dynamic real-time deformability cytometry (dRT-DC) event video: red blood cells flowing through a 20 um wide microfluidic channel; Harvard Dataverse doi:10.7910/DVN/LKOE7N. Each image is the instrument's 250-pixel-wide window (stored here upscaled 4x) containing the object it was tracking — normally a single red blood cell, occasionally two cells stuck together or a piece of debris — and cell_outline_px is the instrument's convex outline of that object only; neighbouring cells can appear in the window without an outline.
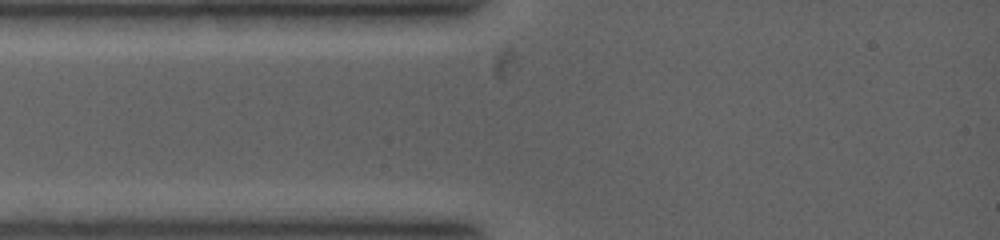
{"species": "common noctule bat (a hibernating species)", "species_latin": "Nyctalus noctula", "temperature_condition": "warm", "stored_images_in_passage": 2, "camera_frame_rate_fps": 5000, "um_per_image_px": 0.085, "animal": {"sex": "female", "body_mass_g": 19.0, "forearm_length_mm": 53.3}, "frame": {"image": 1, "passage_image": 2, "time_ms": 0.2, "image_size_px": [1000, 240], "cell_outline_px": [[544, 20], [520, 68], [512, 80], [496, 80], [492, 76], [484, 56], [484, 52], [524, 24], [544, 16]], "centroid_in_image_um": [43.52, 4.33], "position_along_channel_um": 41.5, "area_um2": 13.35}}